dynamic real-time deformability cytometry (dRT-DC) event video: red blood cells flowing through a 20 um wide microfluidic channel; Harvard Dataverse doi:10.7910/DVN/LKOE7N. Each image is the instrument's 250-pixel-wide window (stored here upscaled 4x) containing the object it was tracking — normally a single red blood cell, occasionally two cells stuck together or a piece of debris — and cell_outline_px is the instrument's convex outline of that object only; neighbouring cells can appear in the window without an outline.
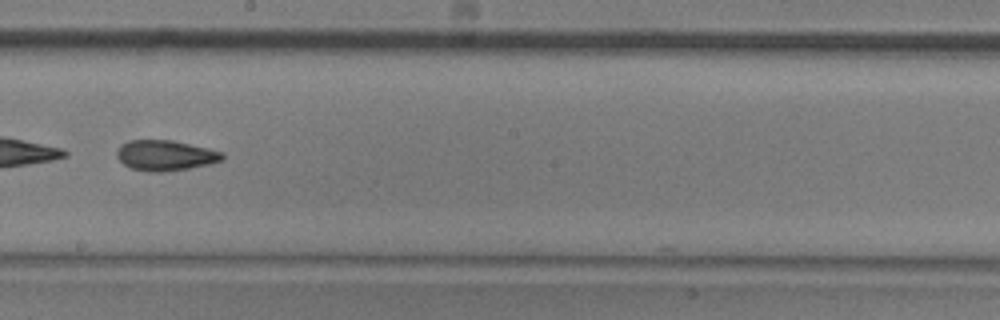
{"species": "common noctule bat (a hibernating species)", "species_latin": "Nyctalus noctula", "temperature_condition": "room temperature", "stored_images_in_passage": 52, "camera_frame_rate_fps": 3000, "um_per_image_px": 0.085, "animal": {"sex": "male", "body_mass_g": 20.5, "forearm_length_mm": 52.5}, "frame": {"image": 1, "passage_image": 30, "time_ms": 9.667, "image_size_px": [1000, 320], "cell_outline_px": [[224, 160], [208, 164], [188, 168], [160, 172], [148, 172], [128, 168], [116, 156], [116, 152], [120, 144], [128, 140], [172, 140], [208, 148], [224, 152]], "centroid_in_image_um": [14.03, 13.21], "position_along_channel_um": 234.2, "area_um2": 18.84}}